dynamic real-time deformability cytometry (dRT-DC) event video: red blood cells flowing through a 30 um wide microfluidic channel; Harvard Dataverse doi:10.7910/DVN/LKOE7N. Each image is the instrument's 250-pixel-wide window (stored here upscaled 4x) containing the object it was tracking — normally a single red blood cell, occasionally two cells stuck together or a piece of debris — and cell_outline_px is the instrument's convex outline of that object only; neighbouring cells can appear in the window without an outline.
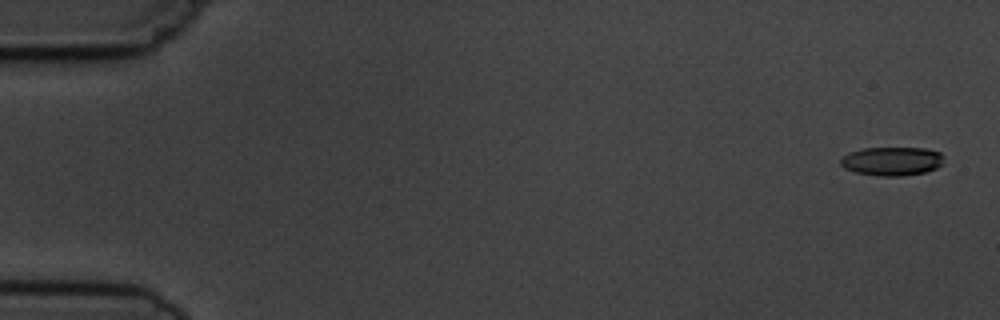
{"species": "common noctule bat (a hibernating species)", "species_latin": "Nyctalus noctula", "temperature_condition": "cold", "stored_images_in_passage": 4, "camera_frame_rate_fps": 3000, "um_per_image_px": 0.085, "animal": {"sex": "male", "body_mass_g": 19.5, "forearm_length_mm": 54.6}, "frame": {"image": 1, "passage_image": 1, "time_ms": 0.0, "image_size_px": [1000, 320], "cell_outline_px": [[944, 156], [940, 164], [936, 168], [924, 172], [900, 176], [880, 176], [856, 172], [844, 168], [840, 164], [840, 160], [848, 152], [864, 148], [924, 148], [940, 152]], "centroid_in_image_um": [75.79, 13.69], "position_along_channel_um": 9.2, "area_um2": 17.17}}
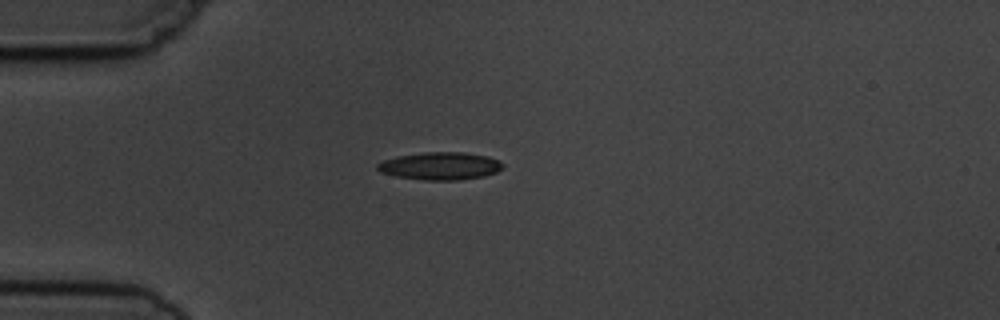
{"frame": {"image": 2, "passage_image": 4, "time_ms": 4.333, "image_size_px": [1000, 320], "cell_outline_px": [[504, 168], [496, 172], [484, 176], [460, 180], [424, 180], [396, 176], [380, 172], [376, 168], [376, 164], [384, 160], [396, 156], [424, 152], [464, 152], [488, 156], [500, 160], [504, 164]], "centroid_in_image_um": [37.44, 14.1], "position_along_channel_um": 47.6, "area_um2": 20.4}}